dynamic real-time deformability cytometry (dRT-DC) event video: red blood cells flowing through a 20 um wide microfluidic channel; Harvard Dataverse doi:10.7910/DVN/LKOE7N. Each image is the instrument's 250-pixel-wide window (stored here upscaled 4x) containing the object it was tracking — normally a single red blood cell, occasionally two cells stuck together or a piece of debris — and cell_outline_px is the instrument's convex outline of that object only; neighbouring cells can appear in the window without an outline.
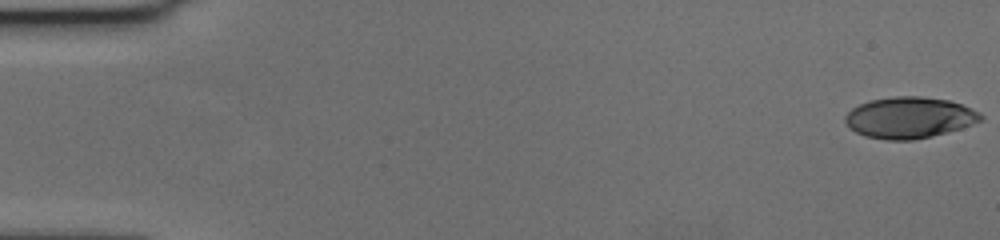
{"species": "human", "species_latin": "Homo sapiens", "temperature_condition": "cold", "stored_images_in_passage": 57, "camera_frame_rate_fps": 3000, "um_per_image_px": 0.085, "donor": {"sex": "female"}, "frame": {"image": 1, "passage_image": 1, "time_ms": 0.0, "image_size_px": [1000, 240], "cell_outline_px": [[984, 120], [960, 128], [932, 136], [912, 140], [888, 140], [864, 136], [856, 132], [844, 120], [844, 116], [852, 108], [868, 100], [896, 96], [924, 96], [948, 100], [972, 108], [980, 112], [984, 116]], "centroid_in_image_um": [77.31, 9.99], "position_along_channel_um": 7.7, "area_um2": 32.6}}
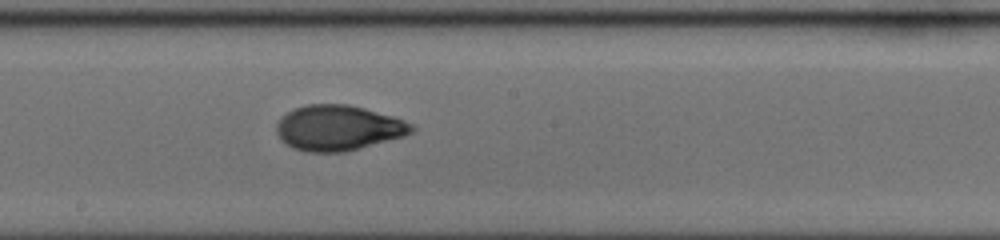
{"frame": {"image": 2, "passage_image": 32, "time_ms": 10.333, "image_size_px": [1000, 240], "cell_outline_px": [[416, 128], [412, 132], [404, 136], [344, 152], [308, 152], [292, 148], [284, 144], [280, 140], [276, 132], [276, 124], [292, 108], [308, 104], [348, 104], [364, 108], [392, 116], [404, 120], [412, 124]], "centroid_in_image_um": [28.72, 10.87], "position_along_channel_um": 219.5, "area_um2": 35.72}}
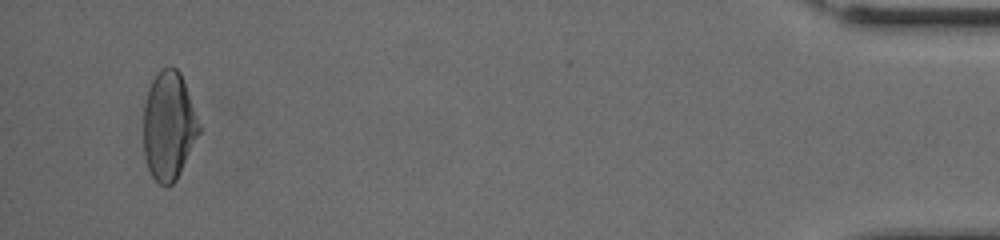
{"frame": {"image": 3, "passage_image": 55, "time_ms": 18.0, "image_size_px": [1000, 240], "cell_outline_px": [[200, 132], [176, 180], [172, 184], [160, 184], [152, 176], [148, 168], [144, 156], [144, 104], [148, 88], [156, 72], [160, 68], [176, 68], [180, 72], [200, 124]], "centroid_in_image_um": [14.33, 10.68], "position_along_channel_um": 420.9, "area_um2": 34.85}, "authors_computed_cell_mechanics": {"area_um2": 34.391, "velocity_mm_per_s": 3.6489, "shape_relaxation_time_tau1_ms": 4.9148, "shape_relaxation_time_tau2_ms": 1.3189, "deformation_change_tau1": 0.1815, "deformation_change_tau2": 0.0621}}